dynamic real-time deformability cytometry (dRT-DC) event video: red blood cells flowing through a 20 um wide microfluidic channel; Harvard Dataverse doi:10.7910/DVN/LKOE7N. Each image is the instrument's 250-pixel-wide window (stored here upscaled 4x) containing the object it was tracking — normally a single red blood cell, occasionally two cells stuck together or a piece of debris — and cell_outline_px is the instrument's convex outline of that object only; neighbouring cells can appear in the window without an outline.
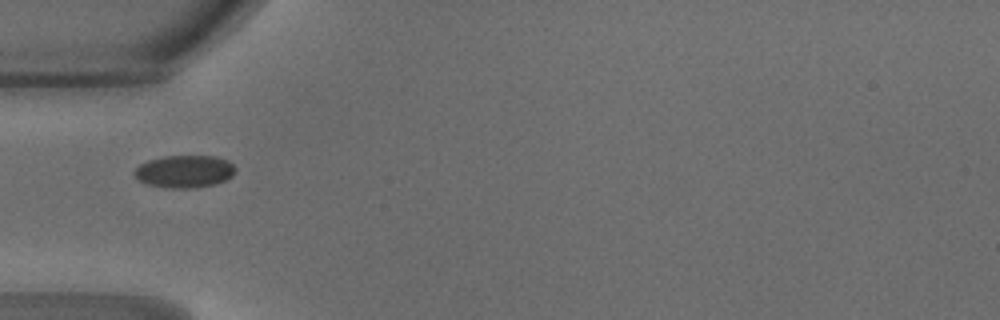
{"species": "common noctule bat (a hibernating species)", "species_latin": "Nyctalus noctula", "temperature_condition": "warm", "stored_images_in_passage": 33, "camera_frame_rate_fps": 3000, "um_per_image_px": 0.085, "animal": {"sex": "male", "body_mass_g": 18.8}, "frame": {"image": 1, "passage_image": 1, "time_ms": 0.0, "image_size_px": [1000, 320], "cell_outline_px": [[236, 172], [232, 176], [216, 184], [196, 188], [168, 188], [144, 184], [132, 172], [140, 164], [148, 160], [164, 156], [216, 156], [228, 160], [236, 168]], "centroid_in_image_um": [15.69, 14.58], "position_along_channel_um": 69.3, "area_um2": 19.31}}
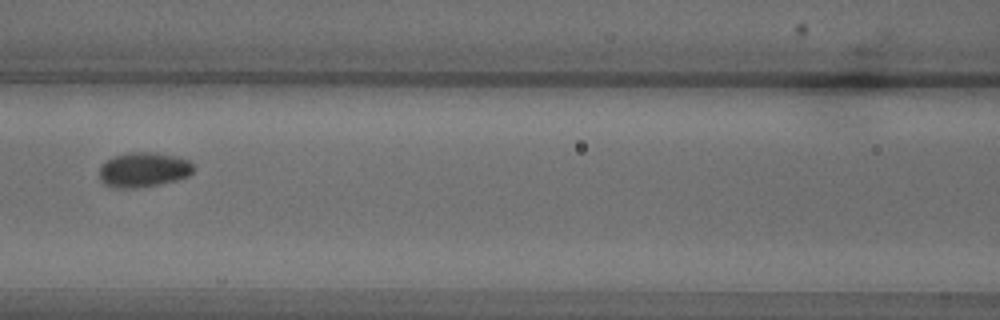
{"frame": {"image": 2, "passage_image": 7, "time_ms": 2.0, "image_size_px": [1000, 320], "cell_outline_px": [[196, 168], [188, 176], [176, 180], [160, 184], [136, 188], [112, 188], [104, 184], [100, 180], [100, 168], [112, 156], [128, 152], [152, 152], [176, 156], [188, 160]], "centroid_in_image_um": [12.2, 14.43], "position_along_channel_um": 154.4, "area_um2": 19.19}}
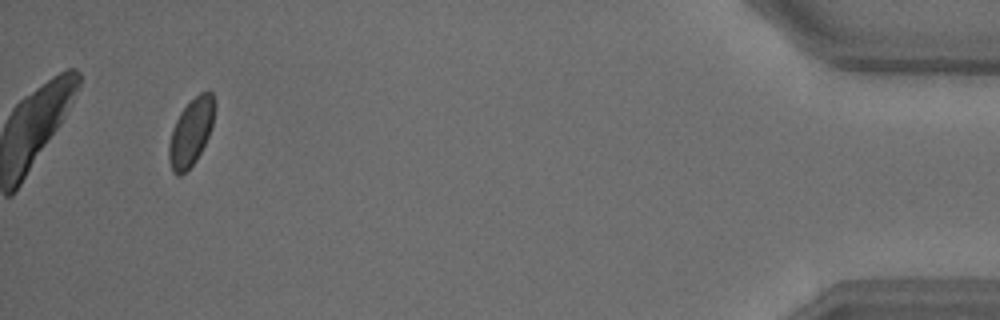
{"frame": {"image": 3, "passage_image": 31, "time_ms": 10.0, "image_size_px": [1000, 320], "cell_outline_px": [[216, 104], [212, 128], [196, 160], [180, 176], [176, 176], [172, 172], [168, 160], [168, 144], [172, 128], [180, 112], [200, 92], [208, 88], [212, 92], [216, 100]], "centroid_in_image_um": [16.24, 11.2], "position_along_channel_um": 419.0, "area_um2": 18.15}, "authors_computed_cell_mechanics": {"area_um2": 18.4382, "velocity_mm_per_s": 4.2068, "shape_relaxation_time_tau1_ms": 1.3641, "shape_relaxation_time_tau2_ms": null, "deformation_change_tau1": 0.0461, "deformation_change_tau2": null}}